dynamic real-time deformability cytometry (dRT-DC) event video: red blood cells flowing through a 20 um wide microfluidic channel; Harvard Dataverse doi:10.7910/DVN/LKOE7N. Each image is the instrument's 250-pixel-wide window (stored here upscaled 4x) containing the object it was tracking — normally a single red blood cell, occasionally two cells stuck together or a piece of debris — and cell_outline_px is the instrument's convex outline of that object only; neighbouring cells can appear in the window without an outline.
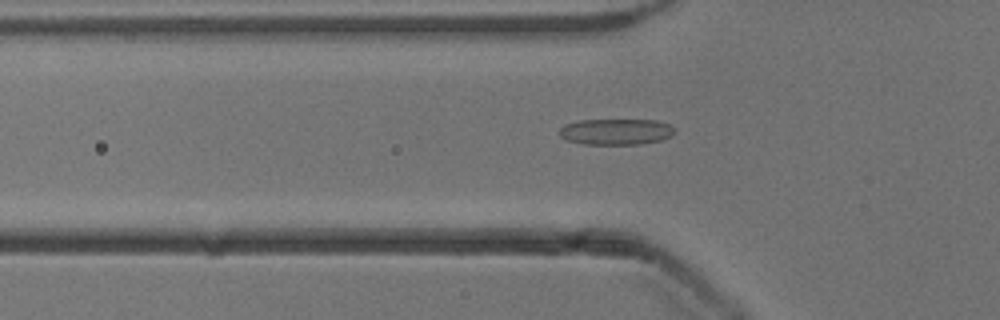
{"species": "common noctule bat (a hibernating species)", "species_latin": "Nyctalus noctula", "temperature_condition": "cold", "stored_images_in_passage": 50, "camera_frame_rate_fps": 3000, "um_per_image_px": 0.085, "animal": {"sex": "male", "body_mass_g": 13.3}, "frame": {"image": 1, "passage_image": 18, "time_ms": 5.667, "image_size_px": [1000, 320], "cell_outline_px": [[676, 132], [672, 136], [660, 140], [640, 144], [584, 144], [568, 140], [560, 136], [560, 128], [564, 124], [580, 120], [656, 120], [668, 124], [676, 128]], "centroid_in_image_um": [52.39, 11.19], "position_along_channel_um": 73.4, "area_um2": 17.51}}
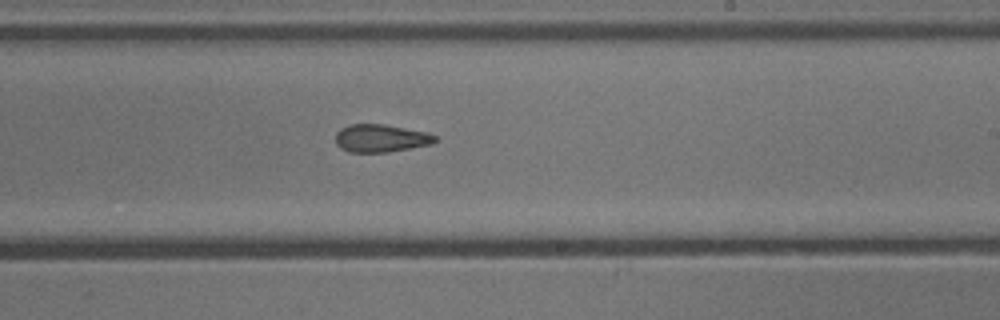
{"frame": {"image": 2, "passage_image": 32, "time_ms": 10.333, "image_size_px": [1000, 320], "cell_outline_px": [[440, 140], [432, 144], [388, 152], [348, 152], [340, 148], [336, 144], [336, 132], [340, 128], [348, 124], [384, 124], [428, 132], [436, 136]], "centroid_in_image_um": [32.38, 11.74], "position_along_channel_um": 256.6, "area_um2": 16.36}}
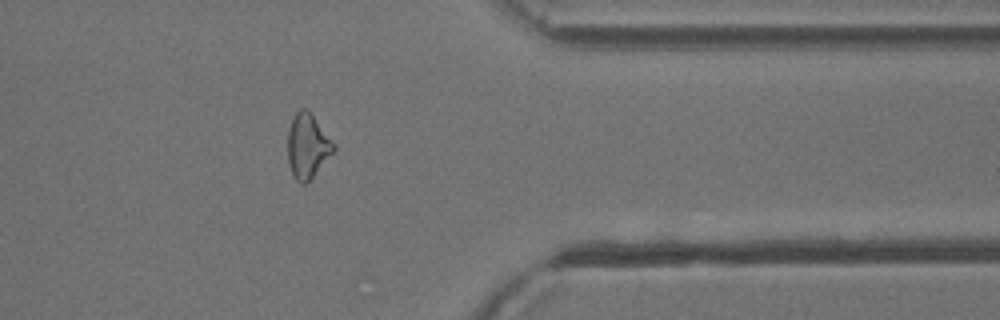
{"frame": {"image": 3, "passage_image": 43, "time_ms": 14.0, "image_size_px": [1000, 320], "cell_outline_px": [[336, 148], [312, 176], [304, 184], [300, 184], [292, 176], [288, 164], [288, 128], [296, 112], [300, 108], [304, 108], [312, 116], [336, 144]], "centroid_in_image_um": [26.11, 12.43], "position_along_channel_um": 385.3, "area_um2": 16.88}, "authors_computed_cell_mechanics": {"area_um2": 17.3689, "velocity_mm_per_s": 3.8924, "shape_relaxation_time_tau1_ms": null, "shape_relaxation_time_tau2_ms": 3.284, "deformation_change_tau1": null, "deformation_change_tau2": 0.1173}}